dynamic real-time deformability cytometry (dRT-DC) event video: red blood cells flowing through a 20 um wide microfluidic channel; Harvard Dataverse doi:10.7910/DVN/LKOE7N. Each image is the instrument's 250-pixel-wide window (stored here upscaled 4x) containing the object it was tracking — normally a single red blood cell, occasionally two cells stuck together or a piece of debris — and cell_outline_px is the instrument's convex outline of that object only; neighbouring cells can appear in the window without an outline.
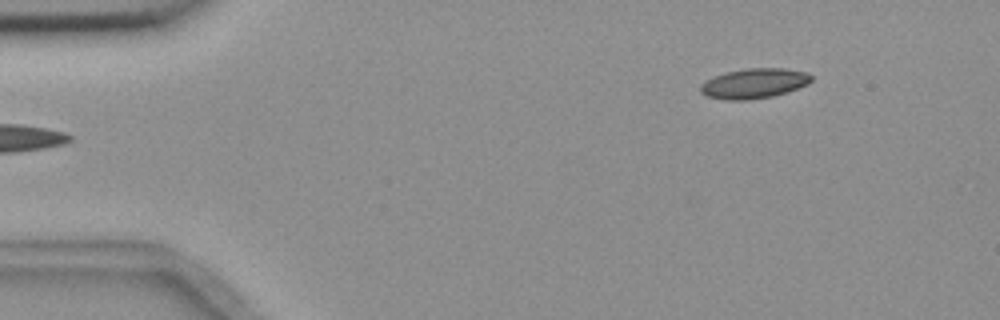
{"species": "common noctule bat (a hibernating species)", "species_latin": "Nyctalus noctula", "temperature_condition": "room temperature", "stored_images_in_passage": 6, "segment_of_instrument_passage": [2, 2], "camera_frame_rate_fps": 3000, "um_per_image_px": 0.085, "animal": {"sex": "female", "body_mass_g": 18.4}, "frame": {"image": 1, "passage_image": 6, "time_ms": 5.667, "image_size_px": [1000, 320], "cell_outline_px": [[812, 80], [808, 84], [788, 92], [772, 96], [748, 100], [728, 100], [708, 96], [700, 92], [700, 84], [724, 72], [748, 68], [784, 68], [808, 72], [812, 76]], "centroid_in_image_um": [64.13, 7.08], "position_along_channel_um": 20.9, "area_um2": 19.36}}